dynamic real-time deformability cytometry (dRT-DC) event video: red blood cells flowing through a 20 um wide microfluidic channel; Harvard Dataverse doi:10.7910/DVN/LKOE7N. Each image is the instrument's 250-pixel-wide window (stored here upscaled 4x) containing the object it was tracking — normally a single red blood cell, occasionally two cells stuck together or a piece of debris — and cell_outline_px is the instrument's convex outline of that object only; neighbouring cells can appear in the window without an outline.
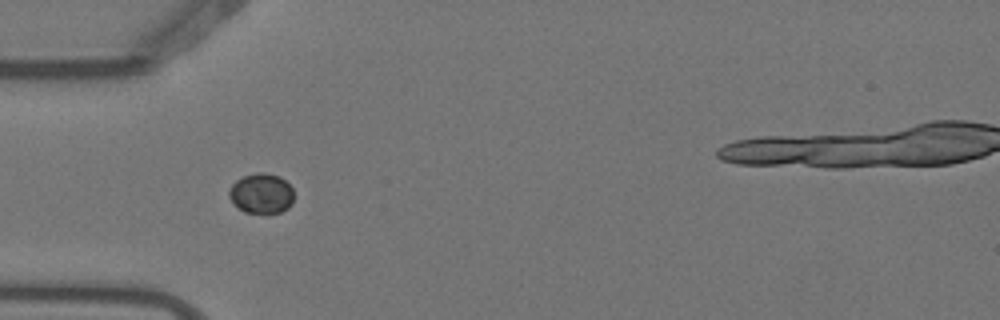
{"species": "Egyptian fruit bat (a non-hibernating species)", "species_latin": "Rousettus aegyptiacus", "temperature_condition": "warm", "stored_images_in_passage": 7, "camera_frame_rate_fps": 3000, "um_per_image_px": 0.085, "animal": {"sex": "female"}, "frame": {"image": 1, "passage_image": 6, "time_ms": 1.667, "image_size_px": [1000, 320], "cell_outline_px": [[292, 204], [288, 208], [280, 212], [244, 212], [232, 204], [228, 196], [228, 192], [232, 184], [236, 180], [244, 176], [260, 172], [264, 172], [280, 176], [292, 188]], "centroid_in_image_um": [22.18, 16.44], "position_along_channel_um": 62.8, "area_um2": 15.09}}
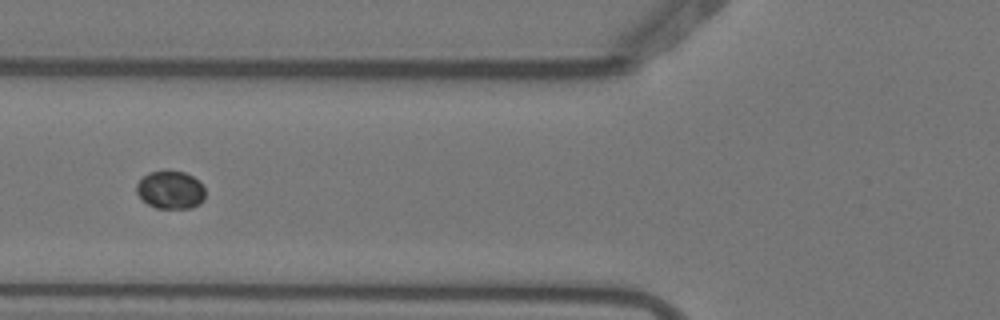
{"frame": {"image": 2, "passage_image": 7, "time_ms": 2.0, "image_size_px": [1000, 320], "cell_outline_px": [[204, 200], [200, 204], [192, 208], [156, 208], [148, 204], [136, 192], [136, 184], [148, 172], [184, 172], [192, 176], [204, 188]], "centroid_in_image_um": [14.49, 16.17], "position_along_channel_um": 111.3, "area_um2": 14.91}}